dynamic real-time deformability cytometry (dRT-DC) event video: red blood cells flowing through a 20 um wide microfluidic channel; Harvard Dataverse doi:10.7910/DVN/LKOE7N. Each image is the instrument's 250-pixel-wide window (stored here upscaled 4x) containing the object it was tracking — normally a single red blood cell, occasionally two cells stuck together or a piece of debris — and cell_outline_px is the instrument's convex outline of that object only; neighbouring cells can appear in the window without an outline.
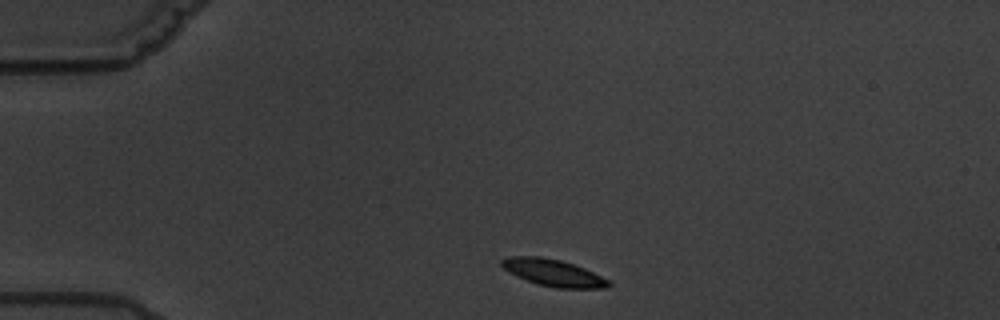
{"species": "common noctule bat (a hibernating species)", "species_latin": "Nyctalus noctula", "temperature_condition": "warm", "stored_images_in_passage": 3, "camera_frame_rate_fps": 3000, "um_per_image_px": 0.085, "animal": {"sex": "male", "body_mass_g": 19.5, "forearm_length_mm": 54.6}, "frame": {"image": 1, "passage_image": 1, "time_ms": 0.0, "image_size_px": [1000, 320], "cell_outline_px": [[612, 284], [608, 288], [556, 288], [536, 284], [516, 276], [508, 272], [500, 264], [500, 260], [508, 256], [540, 256], [560, 260], [584, 268], [608, 280]], "centroid_in_image_um": [46.99, 23.18], "position_along_channel_um": 38.0, "area_um2": 16.76}}
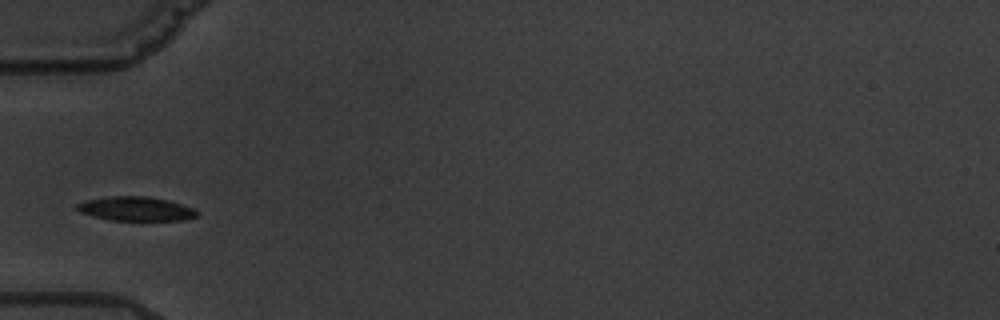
{"frame": {"image": 2, "passage_image": 3, "time_ms": 2.333, "image_size_px": [1000, 320], "cell_outline_px": [[200, 216], [184, 220], [112, 220], [92, 216], [80, 212], [76, 208], [76, 204], [88, 200], [112, 196], [148, 196], [168, 200], [196, 208], [200, 212]], "centroid_in_image_um": [11.64, 17.75], "position_along_channel_um": 73.4, "area_um2": 16.99}}